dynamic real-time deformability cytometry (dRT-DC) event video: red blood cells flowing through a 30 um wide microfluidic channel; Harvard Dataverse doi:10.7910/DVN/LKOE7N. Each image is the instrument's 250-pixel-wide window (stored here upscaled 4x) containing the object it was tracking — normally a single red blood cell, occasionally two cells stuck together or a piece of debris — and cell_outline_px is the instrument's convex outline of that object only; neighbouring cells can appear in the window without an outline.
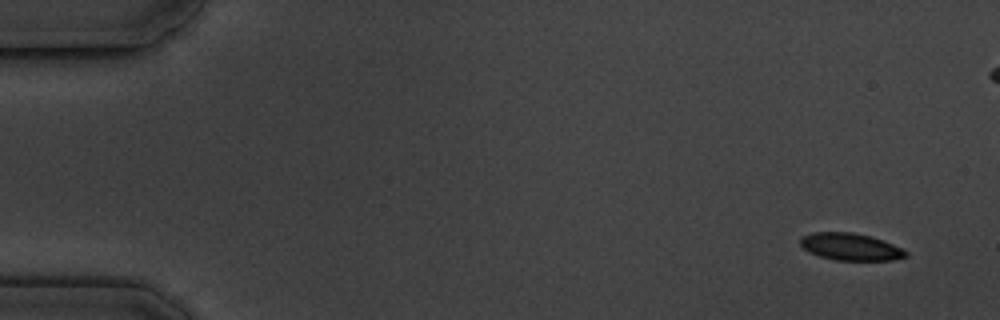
{"species": "common noctule bat (a hibernating species)", "species_latin": "Nyctalus noctula", "temperature_condition": "cold", "stored_images_in_passage": 4, "camera_frame_rate_fps": 3000, "um_per_image_px": 0.085, "animal": {"sex": "male", "body_mass_g": 19.5, "forearm_length_mm": 54.6}, "frame": {"image": 1, "passage_image": 1, "time_ms": 0.0, "image_size_px": [1000, 320], "cell_outline_px": [[908, 256], [892, 260], [836, 260], [820, 256], [808, 252], [800, 244], [800, 236], [812, 232], [852, 232], [868, 236], [892, 244], [908, 252]], "centroid_in_image_um": [72.25, 20.97], "position_along_channel_um": 12.8, "area_um2": 16.53}}